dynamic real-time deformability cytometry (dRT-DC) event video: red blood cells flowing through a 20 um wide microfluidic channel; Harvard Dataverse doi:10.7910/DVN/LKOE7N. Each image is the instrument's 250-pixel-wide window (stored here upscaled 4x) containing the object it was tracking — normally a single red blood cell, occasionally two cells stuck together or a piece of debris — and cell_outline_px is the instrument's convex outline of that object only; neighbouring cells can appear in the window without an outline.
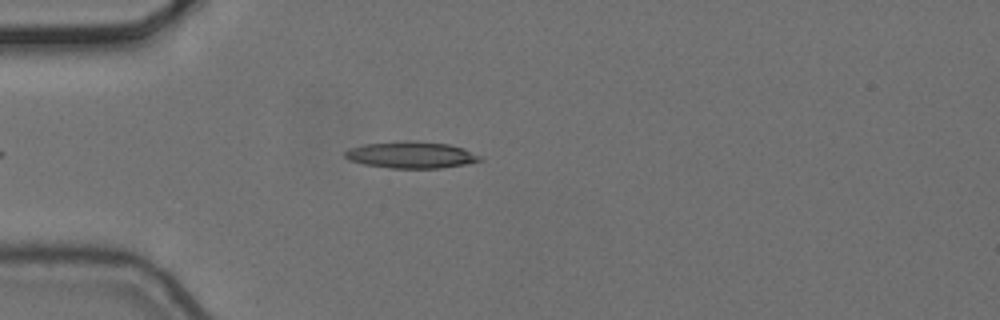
{"species": "common noctule bat (a hibernating species)", "species_latin": "Nyctalus noctula", "temperature_condition": "cold", "stored_images_in_passage": 5, "camera_frame_rate_fps": 3000, "um_per_image_px": 0.085, "animal": {"sex": "female", "body_mass_g": 24.6, "forearm_length_mm": 56.2}, "frame": {"image": 1, "passage_image": 5, "time_ms": 1.333, "image_size_px": [1000, 320], "cell_outline_px": [[480, 160], [464, 164], [440, 168], [388, 168], [364, 164], [348, 160], [344, 156], [344, 152], [348, 148], [364, 144], [404, 140], [412, 140], [448, 144], [464, 148], [480, 156]], "centroid_in_image_um": [34.88, 13.15], "position_along_channel_um": 50.1, "area_um2": 20.98}}